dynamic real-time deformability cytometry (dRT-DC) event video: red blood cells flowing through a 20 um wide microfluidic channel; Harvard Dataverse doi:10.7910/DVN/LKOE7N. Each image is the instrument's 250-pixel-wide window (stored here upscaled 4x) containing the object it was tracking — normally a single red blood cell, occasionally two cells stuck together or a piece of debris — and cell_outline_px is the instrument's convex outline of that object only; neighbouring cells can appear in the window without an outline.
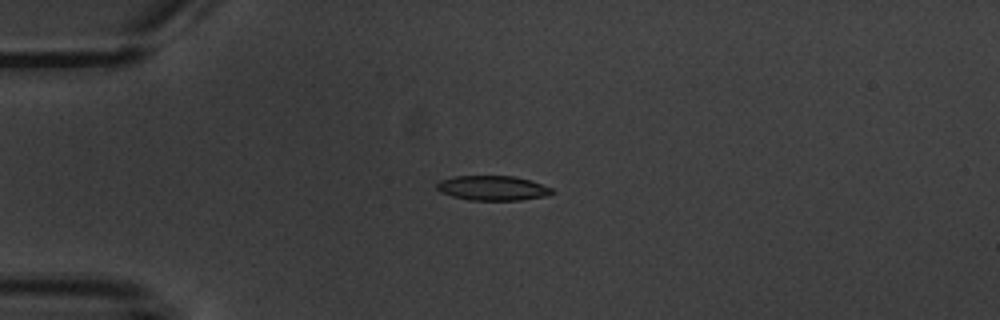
{"species": "common noctule bat (a hibernating species)", "species_latin": "Nyctalus noctula", "temperature_condition": "warm", "stored_images_in_passage": 4, "camera_frame_rate_fps": 3000, "um_per_image_px": 0.085, "animal": {"sex": "male", "body_mass_g": 20.1, "forearm_length_mm": 53.5}, "frame": {"image": 1, "passage_image": 3, "time_ms": 3.667, "image_size_px": [1000, 320], "cell_outline_px": [[556, 192], [548, 196], [520, 200], [468, 200], [452, 196], [440, 192], [436, 188], [436, 184], [440, 180], [456, 176], [512, 176], [528, 180], [552, 188]], "centroid_in_image_um": [41.87, 15.99], "position_along_channel_um": 43.1, "area_um2": 16.59}}